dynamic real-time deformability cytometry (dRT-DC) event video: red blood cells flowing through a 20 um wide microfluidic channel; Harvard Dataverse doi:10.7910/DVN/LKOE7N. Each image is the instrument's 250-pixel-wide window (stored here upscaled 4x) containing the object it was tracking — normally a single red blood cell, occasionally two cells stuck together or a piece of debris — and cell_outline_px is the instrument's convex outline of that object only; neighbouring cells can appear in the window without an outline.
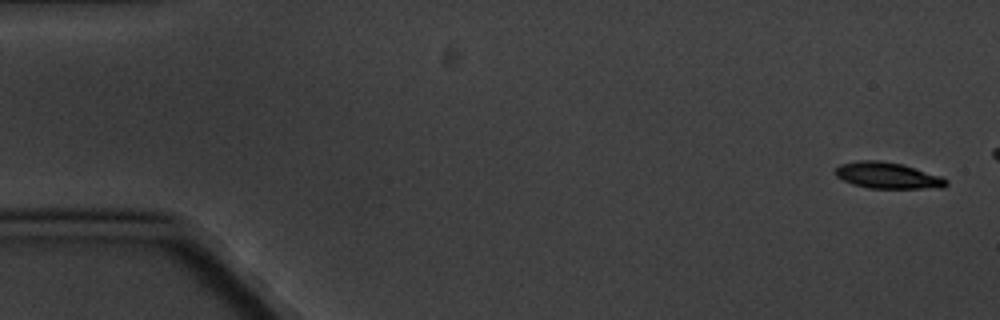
{"species": "common noctule bat (a hibernating species)", "species_latin": "Nyctalus noctula", "temperature_condition": "cold", "stored_images_in_passage": 4, "camera_frame_rate_fps": 3000, "um_per_image_px": 0.085, "animal": {"sex": "male", "body_mass_g": 20.1, "forearm_length_mm": 53.5}, "frame": {"image": 1, "passage_image": 1, "time_ms": 0.0, "image_size_px": [1000, 320], "cell_outline_px": [[948, 184], [944, 188], [868, 188], [852, 184], [836, 176], [836, 168], [840, 164], [856, 160], [880, 160], [904, 164], [940, 176], [948, 180]], "centroid_in_image_um": [75.46, 14.91], "position_along_channel_um": 9.5, "area_um2": 17.05}}